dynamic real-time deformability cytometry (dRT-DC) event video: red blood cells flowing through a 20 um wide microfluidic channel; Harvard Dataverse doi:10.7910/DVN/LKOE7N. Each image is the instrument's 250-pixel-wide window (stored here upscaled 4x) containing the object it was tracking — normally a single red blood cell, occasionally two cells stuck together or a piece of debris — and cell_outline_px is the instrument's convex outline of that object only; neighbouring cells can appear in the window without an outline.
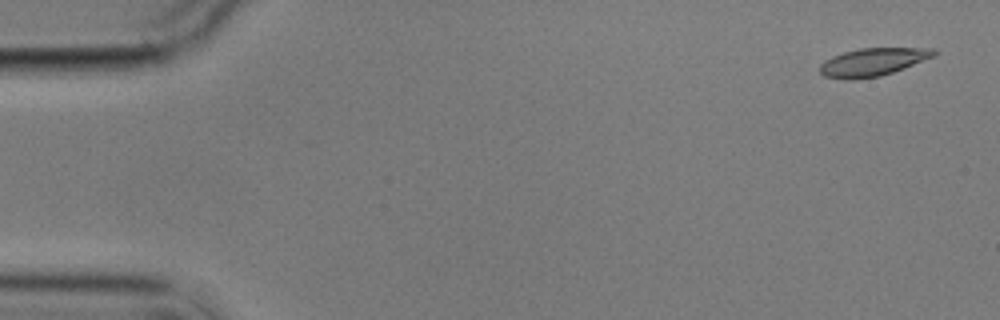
{"species": "common noctule bat (a hibernating species)", "species_latin": "Nyctalus noctula", "temperature_condition": "cold", "stored_images_in_passage": 5, "camera_frame_rate_fps": 3000, "um_per_image_px": 0.085, "animal": {"sex": "male", "body_mass_g": 17.9}, "frame": {"image": 1, "passage_image": 1, "time_ms": 0.0, "image_size_px": [1000, 320], "cell_outline_px": [[940, 52], [936, 56], [904, 68], [880, 76], [852, 80], [848, 80], [824, 76], [820, 72], [820, 64], [824, 60], [832, 56], [844, 52], [860, 48], [936, 48]], "centroid_in_image_um": [74.22, 5.27], "position_along_channel_um": 10.8, "area_um2": 18.73}}
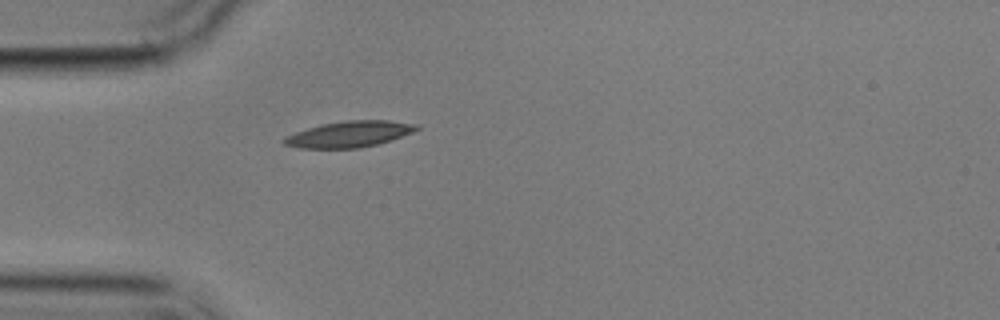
{"frame": {"image": 2, "passage_image": 5, "time_ms": 4.667, "image_size_px": [1000, 320], "cell_outline_px": [[420, 128], [412, 132], [376, 144], [360, 148], [300, 148], [284, 144], [280, 140], [284, 136], [320, 124], [344, 120], [388, 120], [420, 124]], "centroid_in_image_um": [29.66, 11.39], "position_along_channel_um": 55.3, "area_um2": 20.11}}